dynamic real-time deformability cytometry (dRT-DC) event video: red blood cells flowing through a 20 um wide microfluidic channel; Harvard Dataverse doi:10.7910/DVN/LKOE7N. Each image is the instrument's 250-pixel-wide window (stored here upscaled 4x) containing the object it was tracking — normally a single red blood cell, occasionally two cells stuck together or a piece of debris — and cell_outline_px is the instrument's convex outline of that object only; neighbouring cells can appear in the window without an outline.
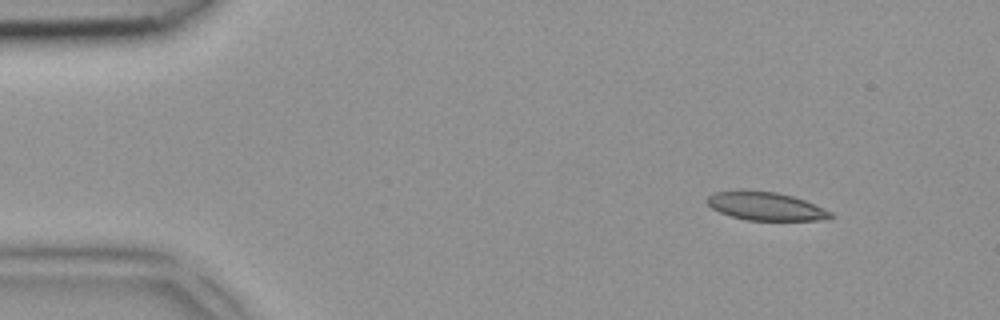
{"species": "common noctule bat (a hibernating species)", "species_latin": "Nyctalus noctula", "temperature_condition": "room temperature", "stored_images_in_passage": 4, "camera_frame_rate_fps": 3000, "um_per_image_px": 0.085, "animal": {"sex": "female", "body_mass_g": 18.4}, "frame": {"image": 1, "passage_image": 2, "time_ms": 0.333, "image_size_px": [1000, 320], "cell_outline_px": [[836, 216], [828, 220], [748, 220], [732, 216], [720, 212], [712, 208], [708, 204], [708, 196], [716, 192], [776, 192], [792, 196], [804, 200], [824, 208], [832, 212]], "centroid_in_image_um": [65.19, 17.56], "position_along_channel_um": 19.8, "area_um2": 19.77}}